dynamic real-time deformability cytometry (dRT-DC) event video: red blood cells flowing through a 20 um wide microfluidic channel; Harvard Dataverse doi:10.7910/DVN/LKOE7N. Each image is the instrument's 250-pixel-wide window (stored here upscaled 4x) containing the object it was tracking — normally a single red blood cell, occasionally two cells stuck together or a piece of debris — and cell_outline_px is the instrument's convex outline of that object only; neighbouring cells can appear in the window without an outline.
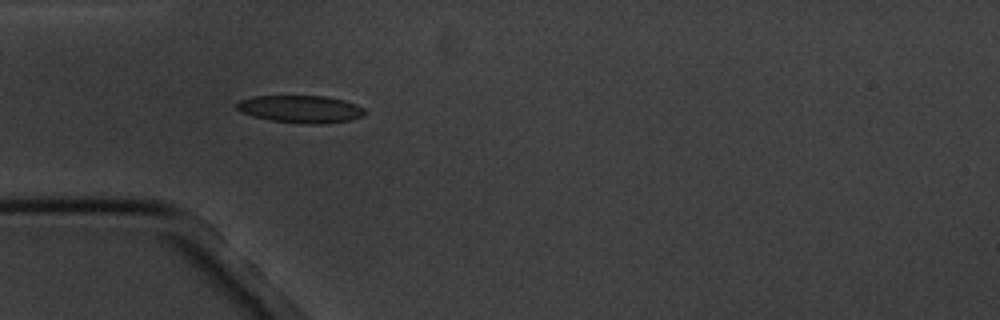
{"species": "common noctule bat (a hibernating species)", "species_latin": "Nyctalus noctula", "temperature_condition": "cold", "stored_images_in_passage": 4, "camera_frame_rate_fps": 3000, "um_per_image_px": 0.085, "animal": {"sex": "male", "body_mass_g": 20.1, "forearm_length_mm": 53.5}, "frame": {"image": 1, "passage_image": 4, "time_ms": 3.333, "image_size_px": [1000, 320], "cell_outline_px": [[368, 112], [364, 116], [352, 120], [320, 124], [308, 124], [272, 120], [240, 112], [236, 108], [236, 104], [240, 100], [256, 96], [324, 96], [344, 100], [356, 104], [364, 108]], "centroid_in_image_um": [25.62, 9.27], "position_along_channel_um": 59.4, "area_um2": 20.46}}